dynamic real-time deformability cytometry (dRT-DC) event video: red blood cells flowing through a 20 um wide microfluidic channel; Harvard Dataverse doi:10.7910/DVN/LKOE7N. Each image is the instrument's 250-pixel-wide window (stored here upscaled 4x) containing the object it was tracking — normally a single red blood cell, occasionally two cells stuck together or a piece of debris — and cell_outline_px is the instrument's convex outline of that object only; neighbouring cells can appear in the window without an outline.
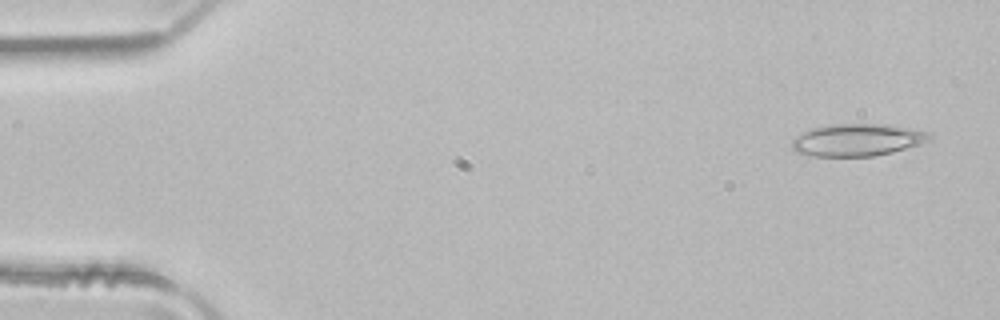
{"species": "common noctule bat (a hibernating species)", "species_latin": "Nyctalus noctula", "temperature_condition": "room temperature", "stored_images_in_passage": 5, "camera_frame_rate_fps": 3000, "um_per_image_px": 0.085, "animal": {"sex": "male", "body_mass_g": 21.5, "forearm_length_mm": 52.0}, "frame": {"image": 1, "passage_image": 1, "time_ms": 0.0, "image_size_px": [1000, 320], "cell_outline_px": [[932, 140], [920, 144], [892, 152], [872, 156], [816, 156], [796, 152], [792, 148], [792, 140], [796, 136], [812, 128], [832, 124], [888, 124], [928, 132], [932, 136]], "centroid_in_image_um": [72.89, 11.89], "position_along_channel_um": 12.1, "area_um2": 25.72}}